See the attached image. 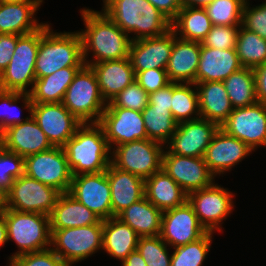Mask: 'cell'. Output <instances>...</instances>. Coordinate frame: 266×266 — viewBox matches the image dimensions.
Segmentation results:
<instances>
[{
	"label": "cell",
	"mask_w": 266,
	"mask_h": 266,
	"mask_svg": "<svg viewBox=\"0 0 266 266\" xmlns=\"http://www.w3.org/2000/svg\"><path fill=\"white\" fill-rule=\"evenodd\" d=\"M7 224L8 242L19 248L9 257L51 248L50 216L42 213L18 212L6 208L2 213Z\"/></svg>",
	"instance_id": "5"
},
{
	"label": "cell",
	"mask_w": 266,
	"mask_h": 266,
	"mask_svg": "<svg viewBox=\"0 0 266 266\" xmlns=\"http://www.w3.org/2000/svg\"><path fill=\"white\" fill-rule=\"evenodd\" d=\"M236 51L243 67L253 69L266 63V40L242 25L239 27Z\"/></svg>",
	"instance_id": "38"
},
{
	"label": "cell",
	"mask_w": 266,
	"mask_h": 266,
	"mask_svg": "<svg viewBox=\"0 0 266 266\" xmlns=\"http://www.w3.org/2000/svg\"><path fill=\"white\" fill-rule=\"evenodd\" d=\"M90 67L96 75L101 96L106 103L135 80V72L129 58L98 62Z\"/></svg>",
	"instance_id": "25"
},
{
	"label": "cell",
	"mask_w": 266,
	"mask_h": 266,
	"mask_svg": "<svg viewBox=\"0 0 266 266\" xmlns=\"http://www.w3.org/2000/svg\"><path fill=\"white\" fill-rule=\"evenodd\" d=\"M248 1L243 6L241 25L266 40V3L250 7Z\"/></svg>",
	"instance_id": "47"
},
{
	"label": "cell",
	"mask_w": 266,
	"mask_h": 266,
	"mask_svg": "<svg viewBox=\"0 0 266 266\" xmlns=\"http://www.w3.org/2000/svg\"><path fill=\"white\" fill-rule=\"evenodd\" d=\"M40 39L41 27L34 32L18 35L14 54L0 74V90L20 93L32 91L36 80L35 63Z\"/></svg>",
	"instance_id": "6"
},
{
	"label": "cell",
	"mask_w": 266,
	"mask_h": 266,
	"mask_svg": "<svg viewBox=\"0 0 266 266\" xmlns=\"http://www.w3.org/2000/svg\"><path fill=\"white\" fill-rule=\"evenodd\" d=\"M148 102L151 106L167 108L171 111L172 82L165 87L149 94Z\"/></svg>",
	"instance_id": "50"
},
{
	"label": "cell",
	"mask_w": 266,
	"mask_h": 266,
	"mask_svg": "<svg viewBox=\"0 0 266 266\" xmlns=\"http://www.w3.org/2000/svg\"><path fill=\"white\" fill-rule=\"evenodd\" d=\"M246 0H214L204 9L213 25L240 26Z\"/></svg>",
	"instance_id": "41"
},
{
	"label": "cell",
	"mask_w": 266,
	"mask_h": 266,
	"mask_svg": "<svg viewBox=\"0 0 266 266\" xmlns=\"http://www.w3.org/2000/svg\"><path fill=\"white\" fill-rule=\"evenodd\" d=\"M233 196L230 190L214 182L207 188L189 193L188 202L207 232H221L223 220H226L234 209Z\"/></svg>",
	"instance_id": "12"
},
{
	"label": "cell",
	"mask_w": 266,
	"mask_h": 266,
	"mask_svg": "<svg viewBox=\"0 0 266 266\" xmlns=\"http://www.w3.org/2000/svg\"><path fill=\"white\" fill-rule=\"evenodd\" d=\"M18 40L17 34H0V74L8 66Z\"/></svg>",
	"instance_id": "49"
},
{
	"label": "cell",
	"mask_w": 266,
	"mask_h": 266,
	"mask_svg": "<svg viewBox=\"0 0 266 266\" xmlns=\"http://www.w3.org/2000/svg\"><path fill=\"white\" fill-rule=\"evenodd\" d=\"M68 193L101 220L112 217L111 188L106 171L72 176Z\"/></svg>",
	"instance_id": "14"
},
{
	"label": "cell",
	"mask_w": 266,
	"mask_h": 266,
	"mask_svg": "<svg viewBox=\"0 0 266 266\" xmlns=\"http://www.w3.org/2000/svg\"><path fill=\"white\" fill-rule=\"evenodd\" d=\"M168 245L160 236L139 237L137 251L147 266H171V255Z\"/></svg>",
	"instance_id": "42"
},
{
	"label": "cell",
	"mask_w": 266,
	"mask_h": 266,
	"mask_svg": "<svg viewBox=\"0 0 266 266\" xmlns=\"http://www.w3.org/2000/svg\"><path fill=\"white\" fill-rule=\"evenodd\" d=\"M219 128L217 123L203 118L179 123L165 149L181 156L203 157Z\"/></svg>",
	"instance_id": "19"
},
{
	"label": "cell",
	"mask_w": 266,
	"mask_h": 266,
	"mask_svg": "<svg viewBox=\"0 0 266 266\" xmlns=\"http://www.w3.org/2000/svg\"><path fill=\"white\" fill-rule=\"evenodd\" d=\"M122 266H147V263L142 258L138 251L130 253V255L122 262Z\"/></svg>",
	"instance_id": "53"
},
{
	"label": "cell",
	"mask_w": 266,
	"mask_h": 266,
	"mask_svg": "<svg viewBox=\"0 0 266 266\" xmlns=\"http://www.w3.org/2000/svg\"><path fill=\"white\" fill-rule=\"evenodd\" d=\"M60 192L25 174L14 180L6 194V208L50 216Z\"/></svg>",
	"instance_id": "11"
},
{
	"label": "cell",
	"mask_w": 266,
	"mask_h": 266,
	"mask_svg": "<svg viewBox=\"0 0 266 266\" xmlns=\"http://www.w3.org/2000/svg\"><path fill=\"white\" fill-rule=\"evenodd\" d=\"M213 234L207 232L194 242L172 248L171 266H202L210 251Z\"/></svg>",
	"instance_id": "40"
},
{
	"label": "cell",
	"mask_w": 266,
	"mask_h": 266,
	"mask_svg": "<svg viewBox=\"0 0 266 266\" xmlns=\"http://www.w3.org/2000/svg\"><path fill=\"white\" fill-rule=\"evenodd\" d=\"M195 86L201 118L222 125L234 109L223 81L200 82Z\"/></svg>",
	"instance_id": "27"
},
{
	"label": "cell",
	"mask_w": 266,
	"mask_h": 266,
	"mask_svg": "<svg viewBox=\"0 0 266 266\" xmlns=\"http://www.w3.org/2000/svg\"><path fill=\"white\" fill-rule=\"evenodd\" d=\"M164 148L161 143L150 139L114 146L111 152V164L121 171L146 179L162 169Z\"/></svg>",
	"instance_id": "9"
},
{
	"label": "cell",
	"mask_w": 266,
	"mask_h": 266,
	"mask_svg": "<svg viewBox=\"0 0 266 266\" xmlns=\"http://www.w3.org/2000/svg\"><path fill=\"white\" fill-rule=\"evenodd\" d=\"M212 26L206 10L200 7L182 6L171 22V29L177 37L199 43L204 40Z\"/></svg>",
	"instance_id": "34"
},
{
	"label": "cell",
	"mask_w": 266,
	"mask_h": 266,
	"mask_svg": "<svg viewBox=\"0 0 266 266\" xmlns=\"http://www.w3.org/2000/svg\"><path fill=\"white\" fill-rule=\"evenodd\" d=\"M62 104L82 123H99L107 103L102 98L96 75L84 65L68 86Z\"/></svg>",
	"instance_id": "7"
},
{
	"label": "cell",
	"mask_w": 266,
	"mask_h": 266,
	"mask_svg": "<svg viewBox=\"0 0 266 266\" xmlns=\"http://www.w3.org/2000/svg\"><path fill=\"white\" fill-rule=\"evenodd\" d=\"M145 197L162 212L183 205L188 194L163 170L145 179Z\"/></svg>",
	"instance_id": "30"
},
{
	"label": "cell",
	"mask_w": 266,
	"mask_h": 266,
	"mask_svg": "<svg viewBox=\"0 0 266 266\" xmlns=\"http://www.w3.org/2000/svg\"><path fill=\"white\" fill-rule=\"evenodd\" d=\"M156 9L164 14L171 22L176 18L182 7L180 0H148Z\"/></svg>",
	"instance_id": "51"
},
{
	"label": "cell",
	"mask_w": 266,
	"mask_h": 266,
	"mask_svg": "<svg viewBox=\"0 0 266 266\" xmlns=\"http://www.w3.org/2000/svg\"><path fill=\"white\" fill-rule=\"evenodd\" d=\"M200 59V43L184 40L175 35L173 48L166 67L170 82L194 83Z\"/></svg>",
	"instance_id": "26"
},
{
	"label": "cell",
	"mask_w": 266,
	"mask_h": 266,
	"mask_svg": "<svg viewBox=\"0 0 266 266\" xmlns=\"http://www.w3.org/2000/svg\"><path fill=\"white\" fill-rule=\"evenodd\" d=\"M42 3L0 1V34L25 35L38 30L44 23L34 17Z\"/></svg>",
	"instance_id": "28"
},
{
	"label": "cell",
	"mask_w": 266,
	"mask_h": 266,
	"mask_svg": "<svg viewBox=\"0 0 266 266\" xmlns=\"http://www.w3.org/2000/svg\"><path fill=\"white\" fill-rule=\"evenodd\" d=\"M242 67L236 48L220 50L203 46L200 43V59L195 84L224 81L230 74Z\"/></svg>",
	"instance_id": "23"
},
{
	"label": "cell",
	"mask_w": 266,
	"mask_h": 266,
	"mask_svg": "<svg viewBox=\"0 0 266 266\" xmlns=\"http://www.w3.org/2000/svg\"><path fill=\"white\" fill-rule=\"evenodd\" d=\"M223 83L233 108L247 107L258 102L252 68L242 67L230 74Z\"/></svg>",
	"instance_id": "35"
},
{
	"label": "cell",
	"mask_w": 266,
	"mask_h": 266,
	"mask_svg": "<svg viewBox=\"0 0 266 266\" xmlns=\"http://www.w3.org/2000/svg\"><path fill=\"white\" fill-rule=\"evenodd\" d=\"M2 2H14V3H42L43 0H0Z\"/></svg>",
	"instance_id": "57"
},
{
	"label": "cell",
	"mask_w": 266,
	"mask_h": 266,
	"mask_svg": "<svg viewBox=\"0 0 266 266\" xmlns=\"http://www.w3.org/2000/svg\"><path fill=\"white\" fill-rule=\"evenodd\" d=\"M6 209V194L0 190V214Z\"/></svg>",
	"instance_id": "56"
},
{
	"label": "cell",
	"mask_w": 266,
	"mask_h": 266,
	"mask_svg": "<svg viewBox=\"0 0 266 266\" xmlns=\"http://www.w3.org/2000/svg\"><path fill=\"white\" fill-rule=\"evenodd\" d=\"M31 116L54 147H63L82 124L62 102L33 103Z\"/></svg>",
	"instance_id": "16"
},
{
	"label": "cell",
	"mask_w": 266,
	"mask_h": 266,
	"mask_svg": "<svg viewBox=\"0 0 266 266\" xmlns=\"http://www.w3.org/2000/svg\"><path fill=\"white\" fill-rule=\"evenodd\" d=\"M85 30L82 39L83 59L87 66L94 63L129 58L132 37L118 27L103 11L81 9ZM92 52L90 61L88 57Z\"/></svg>",
	"instance_id": "1"
},
{
	"label": "cell",
	"mask_w": 266,
	"mask_h": 266,
	"mask_svg": "<svg viewBox=\"0 0 266 266\" xmlns=\"http://www.w3.org/2000/svg\"><path fill=\"white\" fill-rule=\"evenodd\" d=\"M251 149L243 141L226 134L221 128L215 133L203 156L210 172L221 175L249 156Z\"/></svg>",
	"instance_id": "20"
},
{
	"label": "cell",
	"mask_w": 266,
	"mask_h": 266,
	"mask_svg": "<svg viewBox=\"0 0 266 266\" xmlns=\"http://www.w3.org/2000/svg\"><path fill=\"white\" fill-rule=\"evenodd\" d=\"M239 27L240 26L213 25L201 44L209 48L220 50L236 48Z\"/></svg>",
	"instance_id": "45"
},
{
	"label": "cell",
	"mask_w": 266,
	"mask_h": 266,
	"mask_svg": "<svg viewBox=\"0 0 266 266\" xmlns=\"http://www.w3.org/2000/svg\"><path fill=\"white\" fill-rule=\"evenodd\" d=\"M220 128L254 151L258 146H266V104L257 102L251 106L234 108Z\"/></svg>",
	"instance_id": "13"
},
{
	"label": "cell",
	"mask_w": 266,
	"mask_h": 266,
	"mask_svg": "<svg viewBox=\"0 0 266 266\" xmlns=\"http://www.w3.org/2000/svg\"><path fill=\"white\" fill-rule=\"evenodd\" d=\"M0 145L23 158L54 147L32 116L4 130L0 134Z\"/></svg>",
	"instance_id": "22"
},
{
	"label": "cell",
	"mask_w": 266,
	"mask_h": 266,
	"mask_svg": "<svg viewBox=\"0 0 266 266\" xmlns=\"http://www.w3.org/2000/svg\"><path fill=\"white\" fill-rule=\"evenodd\" d=\"M103 223L98 215L72 195L61 193L50 214V229H64Z\"/></svg>",
	"instance_id": "29"
},
{
	"label": "cell",
	"mask_w": 266,
	"mask_h": 266,
	"mask_svg": "<svg viewBox=\"0 0 266 266\" xmlns=\"http://www.w3.org/2000/svg\"><path fill=\"white\" fill-rule=\"evenodd\" d=\"M171 113L178 124L201 118L198 93L194 83L172 82Z\"/></svg>",
	"instance_id": "37"
},
{
	"label": "cell",
	"mask_w": 266,
	"mask_h": 266,
	"mask_svg": "<svg viewBox=\"0 0 266 266\" xmlns=\"http://www.w3.org/2000/svg\"><path fill=\"white\" fill-rule=\"evenodd\" d=\"M257 101L266 104V63L253 68Z\"/></svg>",
	"instance_id": "52"
},
{
	"label": "cell",
	"mask_w": 266,
	"mask_h": 266,
	"mask_svg": "<svg viewBox=\"0 0 266 266\" xmlns=\"http://www.w3.org/2000/svg\"><path fill=\"white\" fill-rule=\"evenodd\" d=\"M24 174L60 193L69 192L72 174L63 147L29 155L24 158Z\"/></svg>",
	"instance_id": "10"
},
{
	"label": "cell",
	"mask_w": 266,
	"mask_h": 266,
	"mask_svg": "<svg viewBox=\"0 0 266 266\" xmlns=\"http://www.w3.org/2000/svg\"><path fill=\"white\" fill-rule=\"evenodd\" d=\"M132 41L157 37L171 29V21L148 0H107L102 10Z\"/></svg>",
	"instance_id": "3"
},
{
	"label": "cell",
	"mask_w": 266,
	"mask_h": 266,
	"mask_svg": "<svg viewBox=\"0 0 266 266\" xmlns=\"http://www.w3.org/2000/svg\"><path fill=\"white\" fill-rule=\"evenodd\" d=\"M164 149L162 169L187 193L207 188L214 183L203 157H187Z\"/></svg>",
	"instance_id": "15"
},
{
	"label": "cell",
	"mask_w": 266,
	"mask_h": 266,
	"mask_svg": "<svg viewBox=\"0 0 266 266\" xmlns=\"http://www.w3.org/2000/svg\"><path fill=\"white\" fill-rule=\"evenodd\" d=\"M8 242L7 224L4 216L0 214V247Z\"/></svg>",
	"instance_id": "55"
},
{
	"label": "cell",
	"mask_w": 266,
	"mask_h": 266,
	"mask_svg": "<svg viewBox=\"0 0 266 266\" xmlns=\"http://www.w3.org/2000/svg\"><path fill=\"white\" fill-rule=\"evenodd\" d=\"M163 212L146 197L120 212L116 217L128 224L139 237L159 236Z\"/></svg>",
	"instance_id": "32"
},
{
	"label": "cell",
	"mask_w": 266,
	"mask_h": 266,
	"mask_svg": "<svg viewBox=\"0 0 266 266\" xmlns=\"http://www.w3.org/2000/svg\"><path fill=\"white\" fill-rule=\"evenodd\" d=\"M206 233L188 200L183 205L163 211L159 236L169 247L175 248L194 242Z\"/></svg>",
	"instance_id": "17"
},
{
	"label": "cell",
	"mask_w": 266,
	"mask_h": 266,
	"mask_svg": "<svg viewBox=\"0 0 266 266\" xmlns=\"http://www.w3.org/2000/svg\"><path fill=\"white\" fill-rule=\"evenodd\" d=\"M182 6L205 8L214 0H180Z\"/></svg>",
	"instance_id": "54"
},
{
	"label": "cell",
	"mask_w": 266,
	"mask_h": 266,
	"mask_svg": "<svg viewBox=\"0 0 266 266\" xmlns=\"http://www.w3.org/2000/svg\"><path fill=\"white\" fill-rule=\"evenodd\" d=\"M72 176L106 171L111 148L99 123H82L63 146Z\"/></svg>",
	"instance_id": "2"
},
{
	"label": "cell",
	"mask_w": 266,
	"mask_h": 266,
	"mask_svg": "<svg viewBox=\"0 0 266 266\" xmlns=\"http://www.w3.org/2000/svg\"><path fill=\"white\" fill-rule=\"evenodd\" d=\"M99 124L111 149L128 142L148 139L141 111L122 107H106Z\"/></svg>",
	"instance_id": "18"
},
{
	"label": "cell",
	"mask_w": 266,
	"mask_h": 266,
	"mask_svg": "<svg viewBox=\"0 0 266 266\" xmlns=\"http://www.w3.org/2000/svg\"><path fill=\"white\" fill-rule=\"evenodd\" d=\"M136 82L148 93L151 94L170 83L166 69H147L134 71Z\"/></svg>",
	"instance_id": "48"
},
{
	"label": "cell",
	"mask_w": 266,
	"mask_h": 266,
	"mask_svg": "<svg viewBox=\"0 0 266 266\" xmlns=\"http://www.w3.org/2000/svg\"><path fill=\"white\" fill-rule=\"evenodd\" d=\"M8 266H67L51 249L30 252L12 258Z\"/></svg>",
	"instance_id": "46"
},
{
	"label": "cell",
	"mask_w": 266,
	"mask_h": 266,
	"mask_svg": "<svg viewBox=\"0 0 266 266\" xmlns=\"http://www.w3.org/2000/svg\"><path fill=\"white\" fill-rule=\"evenodd\" d=\"M51 249L72 266L102 250L103 223L64 229H50Z\"/></svg>",
	"instance_id": "8"
},
{
	"label": "cell",
	"mask_w": 266,
	"mask_h": 266,
	"mask_svg": "<svg viewBox=\"0 0 266 266\" xmlns=\"http://www.w3.org/2000/svg\"><path fill=\"white\" fill-rule=\"evenodd\" d=\"M20 99L23 102L24 107L27 109L30 116H26L25 119L20 115L21 108L16 103H20ZM23 99V100H22ZM0 134L7 128L25 122L31 117L32 113V98L30 93H20L11 91L0 90ZM16 108L18 110H16ZM12 110V111H11ZM3 112V113H2ZM15 112V113H14ZM19 112V113H18Z\"/></svg>",
	"instance_id": "39"
},
{
	"label": "cell",
	"mask_w": 266,
	"mask_h": 266,
	"mask_svg": "<svg viewBox=\"0 0 266 266\" xmlns=\"http://www.w3.org/2000/svg\"><path fill=\"white\" fill-rule=\"evenodd\" d=\"M106 173L111 188L112 217L145 197V179L121 171L111 163Z\"/></svg>",
	"instance_id": "24"
},
{
	"label": "cell",
	"mask_w": 266,
	"mask_h": 266,
	"mask_svg": "<svg viewBox=\"0 0 266 266\" xmlns=\"http://www.w3.org/2000/svg\"><path fill=\"white\" fill-rule=\"evenodd\" d=\"M148 98L149 94L134 80L108 102L106 107H122L142 112L149 103Z\"/></svg>",
	"instance_id": "44"
},
{
	"label": "cell",
	"mask_w": 266,
	"mask_h": 266,
	"mask_svg": "<svg viewBox=\"0 0 266 266\" xmlns=\"http://www.w3.org/2000/svg\"><path fill=\"white\" fill-rule=\"evenodd\" d=\"M141 113L148 139L166 146L178 125L171 111L148 103Z\"/></svg>",
	"instance_id": "36"
},
{
	"label": "cell",
	"mask_w": 266,
	"mask_h": 266,
	"mask_svg": "<svg viewBox=\"0 0 266 266\" xmlns=\"http://www.w3.org/2000/svg\"><path fill=\"white\" fill-rule=\"evenodd\" d=\"M82 67H66L53 74L38 78L30 92L33 103H60L68 86Z\"/></svg>",
	"instance_id": "33"
},
{
	"label": "cell",
	"mask_w": 266,
	"mask_h": 266,
	"mask_svg": "<svg viewBox=\"0 0 266 266\" xmlns=\"http://www.w3.org/2000/svg\"><path fill=\"white\" fill-rule=\"evenodd\" d=\"M174 40L175 33L170 29L165 34L157 37L132 41L129 59L134 71L166 69Z\"/></svg>",
	"instance_id": "21"
},
{
	"label": "cell",
	"mask_w": 266,
	"mask_h": 266,
	"mask_svg": "<svg viewBox=\"0 0 266 266\" xmlns=\"http://www.w3.org/2000/svg\"><path fill=\"white\" fill-rule=\"evenodd\" d=\"M82 39L77 32H53L47 22L41 26L36 63V79L66 67H83Z\"/></svg>",
	"instance_id": "4"
},
{
	"label": "cell",
	"mask_w": 266,
	"mask_h": 266,
	"mask_svg": "<svg viewBox=\"0 0 266 266\" xmlns=\"http://www.w3.org/2000/svg\"><path fill=\"white\" fill-rule=\"evenodd\" d=\"M138 240V234L116 216L103 220L102 250L121 263L136 251Z\"/></svg>",
	"instance_id": "31"
},
{
	"label": "cell",
	"mask_w": 266,
	"mask_h": 266,
	"mask_svg": "<svg viewBox=\"0 0 266 266\" xmlns=\"http://www.w3.org/2000/svg\"><path fill=\"white\" fill-rule=\"evenodd\" d=\"M24 175V158L0 145V190L7 194L15 179Z\"/></svg>",
	"instance_id": "43"
}]
</instances>
